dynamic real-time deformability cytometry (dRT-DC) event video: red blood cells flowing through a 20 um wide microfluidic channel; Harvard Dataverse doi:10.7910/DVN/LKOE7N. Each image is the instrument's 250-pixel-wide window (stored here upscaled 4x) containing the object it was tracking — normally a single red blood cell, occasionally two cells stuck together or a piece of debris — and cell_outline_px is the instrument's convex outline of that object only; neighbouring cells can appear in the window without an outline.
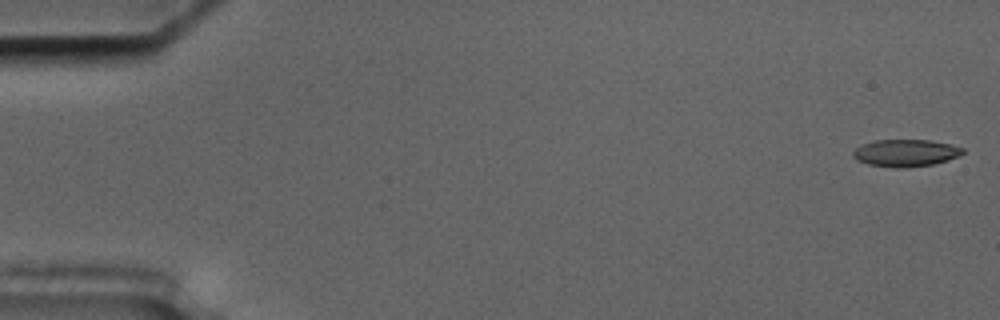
{"species": "common noctule bat (a hibernating species)", "species_latin": "Nyctalus noctula", "temperature_condition": "cold", "stored_images_in_passage": 4, "segment_of_instrument_passage": [2, 2], "camera_frame_rate_fps": 3000, "um_per_image_px": 0.085, "animal": {"sex": "male", "body_mass_g": 17.5, "forearm_length_mm": 52.3}, "frame": {"image": 1, "passage_image": 4, "time_ms": 3.333, "image_size_px": [1000, 320], "cell_outline_px": [[964, 152], [960, 156], [948, 160], [932, 164], [904, 168], [892, 168], [868, 164], [856, 160], [852, 156], [852, 152], [860, 144], [872, 140], [932, 140], [952, 144], [964, 148]], "centroid_in_image_um": [76.96, 12.99], "position_along_channel_um": 8.0, "area_um2": 17.69}}